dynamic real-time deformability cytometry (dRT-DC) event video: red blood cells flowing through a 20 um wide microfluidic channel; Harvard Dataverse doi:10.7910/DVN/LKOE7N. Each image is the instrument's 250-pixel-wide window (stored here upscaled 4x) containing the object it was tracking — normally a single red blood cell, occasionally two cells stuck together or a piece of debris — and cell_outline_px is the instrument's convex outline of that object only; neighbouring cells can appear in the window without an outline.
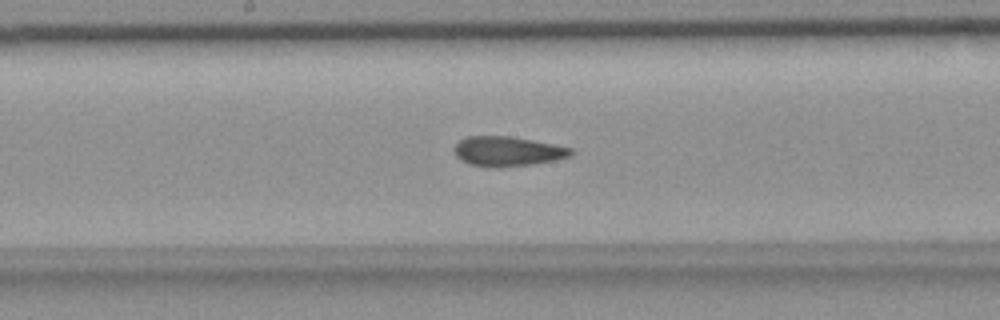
{"species": "common noctule bat (a hibernating species)", "species_latin": "Nyctalus noctula", "temperature_condition": "room temperature", "stored_images_in_passage": 39, "camera_frame_rate_fps": 3000, "um_per_image_px": 0.085, "animal": {"sex": "female", "body_mass_g": 18.4}, "frame": {"image": 1, "passage_image": 13, "time_ms": 4.0, "image_size_px": [1000, 320], "cell_outline_px": [[572, 156], [556, 160], [532, 164], [492, 168], [468, 164], [460, 160], [456, 156], [452, 148], [460, 140], [468, 136], [508, 136], [532, 140], [572, 148]], "centroid_in_image_um": [43.1, 12.87], "position_along_channel_um": 205.1, "area_um2": 20.29}}
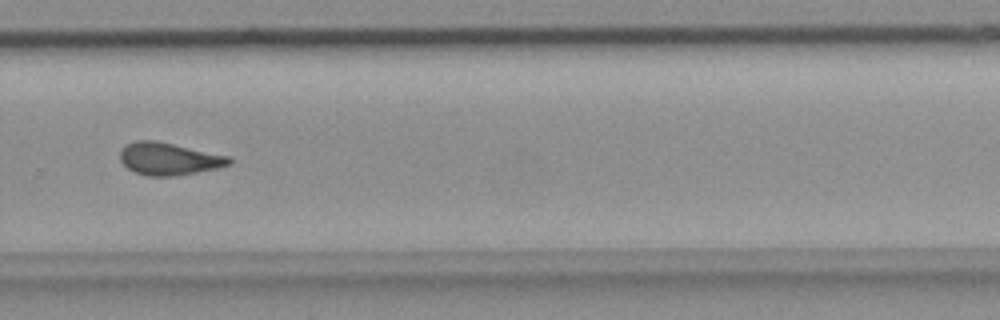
{"frame": {"image": 2, "passage_image": 22, "time_ms": 7.0, "image_size_px": [1000, 320], "cell_outline_px": [[232, 164], [220, 168], [172, 176], [144, 176], [128, 168], [120, 160], [120, 152], [128, 144], [136, 140], [152, 140], [232, 156]], "centroid_in_image_um": [14.41, 13.51], "position_along_channel_um": 315.4, "area_um2": 20.52}}
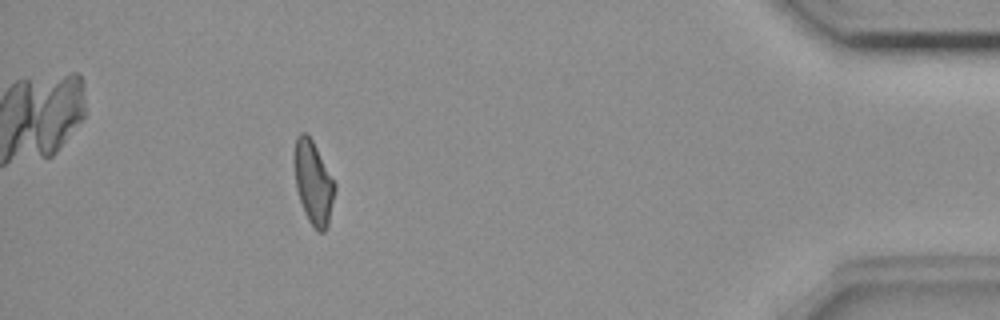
{"frame": {"image": 3, "passage_image": 34, "time_ms": 11.0, "image_size_px": [1000, 320], "cell_outline_px": [[336, 188], [328, 228], [324, 232], [316, 232], [308, 220], [304, 212], [296, 188], [292, 164], [292, 156], [296, 136], [300, 132], [304, 132], [312, 140], [336, 184]], "centroid_in_image_um": [26.61, 15.53], "position_along_channel_um": 408.6, "area_um2": 20.17}, "authors_computed_cell_mechanics": {"area_um2": 19.9988, "velocity_mm_per_s": 3.6854, "shape_relaxation_time_tau1_ms": 5.2208, "shape_relaxation_time_tau2_ms": 2.4112, "deformation_change_tau1": 0.1424, "deformation_change_tau2": 0.1062}}